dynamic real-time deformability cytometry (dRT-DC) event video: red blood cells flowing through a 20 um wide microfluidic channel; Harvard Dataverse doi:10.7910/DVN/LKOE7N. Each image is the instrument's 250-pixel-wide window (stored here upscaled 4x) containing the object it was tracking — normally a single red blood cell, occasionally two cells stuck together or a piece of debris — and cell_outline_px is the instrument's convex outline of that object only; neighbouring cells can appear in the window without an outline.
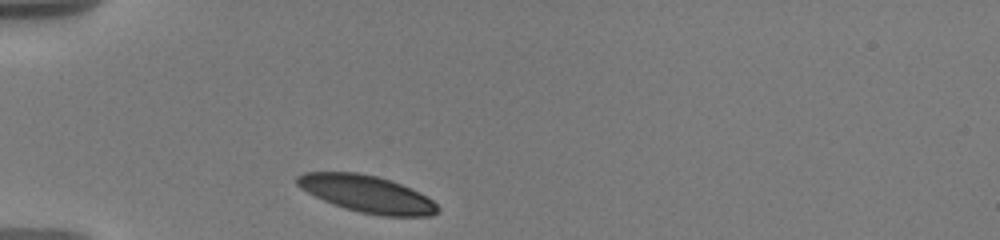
{"species": "human", "species_latin": "Homo sapiens", "temperature_condition": "warm", "stored_images_in_passage": 32, "camera_frame_rate_fps": 3000, "um_per_image_px": 0.085, "donor": {"sex": "male"}, "frame": {"image": 1, "passage_image": 1, "time_ms": 0.0, "image_size_px": [1000, 240], "cell_outline_px": [[440, 208], [432, 216], [380, 216], [360, 212], [324, 200], [300, 188], [296, 184], [296, 176], [304, 172], [356, 172], [376, 176], [400, 184], [420, 192], [432, 200]], "centroid_in_image_um": [31.2, 16.48], "position_along_channel_um": 53.8, "area_um2": 29.94}}
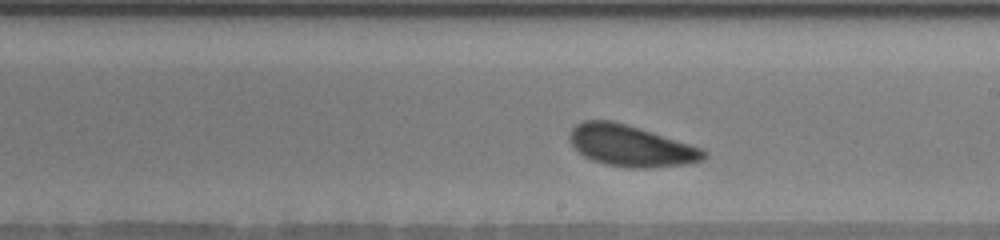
{"frame": {"image": 2, "passage_image": 15, "time_ms": 5.667, "image_size_px": [1000, 240], "cell_outline_px": [[708, 156], [704, 160], [688, 164], [652, 168], [632, 168], [608, 164], [592, 160], [584, 156], [568, 140], [568, 132], [576, 124], [584, 120], [612, 120], [640, 128], [700, 148], [708, 152]], "centroid_in_image_um": [53.61, 12.39], "position_along_channel_um": 235.4, "area_um2": 32.19}}
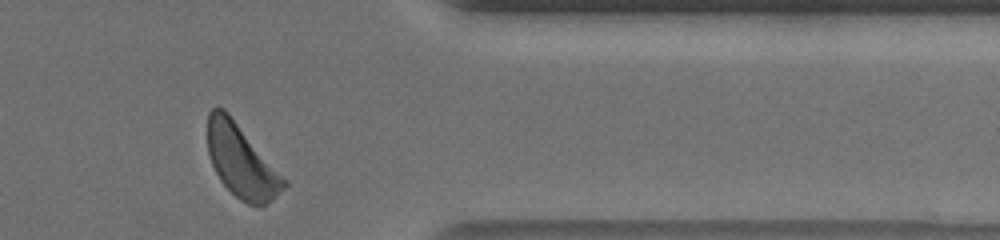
{"frame": {"image": 3, "passage_image": 32, "time_ms": 10.333, "image_size_px": [1000, 240], "cell_outline_px": [[288, 184], [272, 200], [264, 204], [248, 204], [240, 200], [220, 180], [212, 164], [208, 152], [208, 112], [212, 108], [224, 108], [228, 112], [288, 180]], "centroid_in_image_um": [20.53, 13.68], "position_along_channel_um": 390.9, "area_um2": 32.08}, "authors_computed_cell_mechanics": {"area_um2": 31.9056, "velocity_mm_per_s": 3.5309, "shape_relaxation_time_tau1_ms": 0.9255, "shape_relaxation_time_tau2_ms": null, "deformation_change_tau1": 0.0713, "deformation_change_tau2": null}}